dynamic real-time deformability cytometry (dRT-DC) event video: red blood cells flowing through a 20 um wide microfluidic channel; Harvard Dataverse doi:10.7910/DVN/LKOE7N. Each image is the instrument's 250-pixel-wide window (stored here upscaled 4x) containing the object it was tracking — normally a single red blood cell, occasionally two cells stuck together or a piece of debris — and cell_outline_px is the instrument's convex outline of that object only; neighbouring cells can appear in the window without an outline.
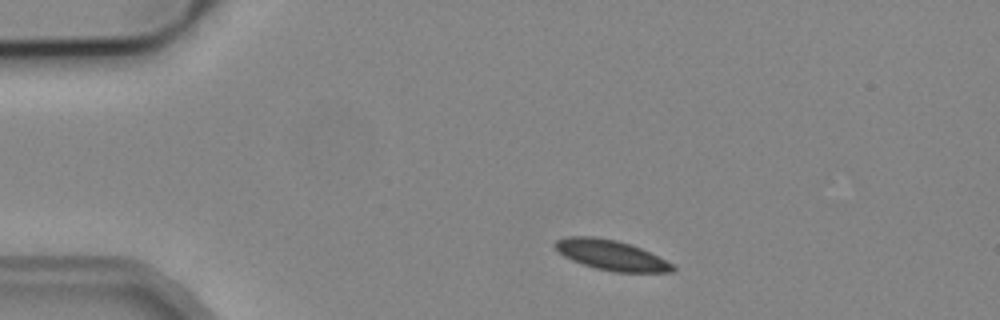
{"species": "common noctule bat (a hibernating species)", "species_latin": "Nyctalus noctula", "temperature_condition": "cold", "stored_images_in_passage": 6, "camera_frame_rate_fps": 3000, "um_per_image_px": 0.085, "animal": {"sex": "male", "body_mass_g": 19.2, "forearm_length_mm": 51.8}, "frame": {"image": 1, "passage_image": 1, "time_ms": 0.0, "image_size_px": [1000, 320], "cell_outline_px": [[676, 268], [672, 272], [616, 272], [596, 268], [572, 260], [564, 256], [552, 244], [556, 240], [568, 236], [592, 236], [616, 240], [632, 244], [672, 264]], "centroid_in_image_um": [51.92, 21.67], "position_along_channel_um": 33.1, "area_um2": 20.35}}
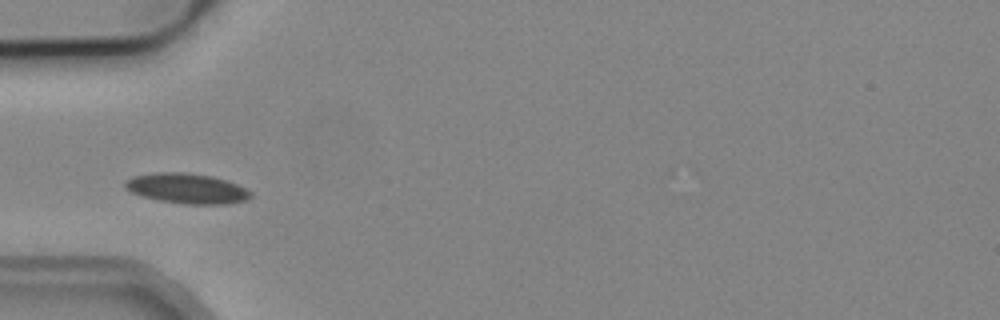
{"frame": {"image": 2, "passage_image": 3, "time_ms": 2.333, "image_size_px": [1000, 320], "cell_outline_px": [[252, 196], [244, 200], [228, 204], [180, 204], [140, 196], [124, 188], [124, 184], [128, 180], [136, 176], [156, 172], [184, 172], [212, 176], [236, 184], [252, 192]], "centroid_in_image_um": [15.88, 16.03], "position_along_channel_um": 69.1, "area_um2": 21.91}}
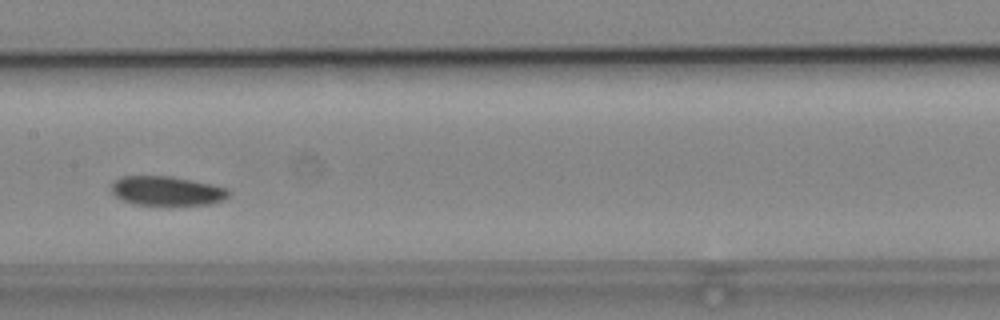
{"frame": {"image": 3, "passage_image": 6, "time_ms": 5.667, "image_size_px": [1000, 320], "cell_outline_px": [[232, 192], [224, 200], [212, 204], [172, 208], [168, 208], [132, 204], [116, 196], [112, 192], [112, 184], [116, 180], [124, 176], [172, 176], [212, 184], [228, 188]], "centroid_in_image_um": [14.26, 16.29], "position_along_channel_um": 193.1, "area_um2": 21.1}}